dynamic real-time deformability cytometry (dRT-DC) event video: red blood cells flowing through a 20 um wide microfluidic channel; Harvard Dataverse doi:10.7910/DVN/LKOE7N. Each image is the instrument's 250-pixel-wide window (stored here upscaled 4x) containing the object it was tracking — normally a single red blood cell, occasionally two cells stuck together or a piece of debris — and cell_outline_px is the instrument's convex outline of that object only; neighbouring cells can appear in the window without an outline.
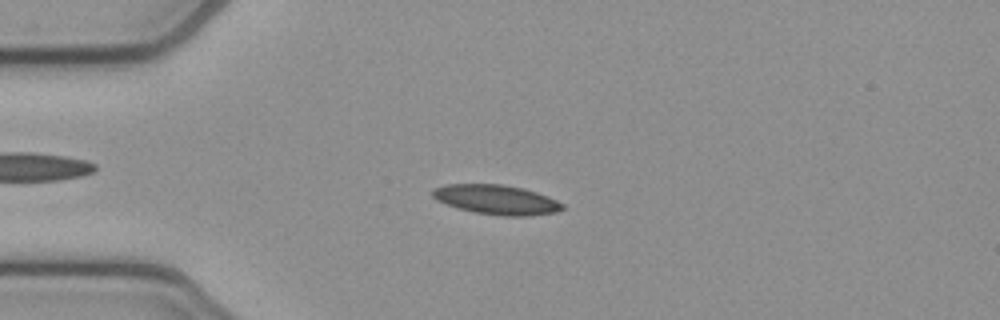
{"species": "common noctule bat (a hibernating species)", "species_latin": "Nyctalus noctula", "temperature_condition": "cold", "stored_images_in_passage": 42, "camera_frame_rate_fps": 3000, "um_per_image_px": 0.085, "animal": {"sex": "female", "body_mass_g": 21.9}, "frame": {"image": 1, "passage_image": 2, "time_ms": 0.333, "image_size_px": [1000, 320], "cell_outline_px": [[564, 208], [556, 212], [528, 216], [504, 216], [476, 212], [460, 208], [436, 200], [432, 196], [432, 188], [448, 184], [500, 184], [524, 188], [548, 196], [564, 204]], "centroid_in_image_um": [42.21, 16.96], "position_along_channel_um": 42.8, "area_um2": 22.25}}
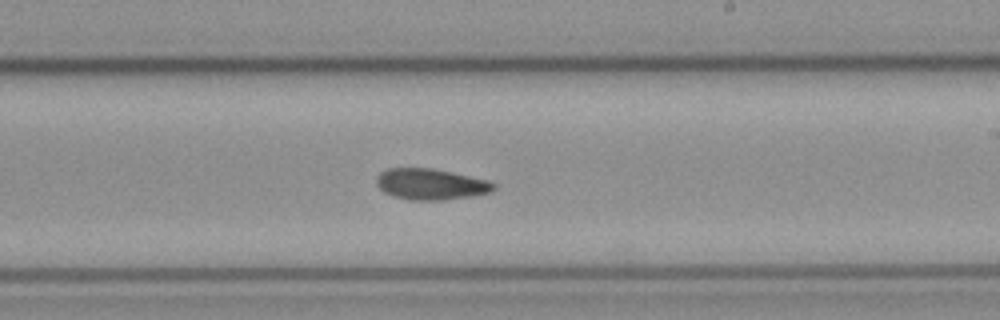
{"frame": {"image": 2, "passage_image": 20, "time_ms": 6.333, "image_size_px": [1000, 320], "cell_outline_px": [[496, 188], [492, 192], [472, 196], [444, 200], [412, 200], [392, 196], [384, 192], [376, 184], [376, 176], [380, 172], [388, 168], [432, 168], [452, 172], [488, 180], [496, 184]], "centroid_in_image_um": [36.62, 15.66], "position_along_channel_um": 252.4, "area_um2": 21.39}}
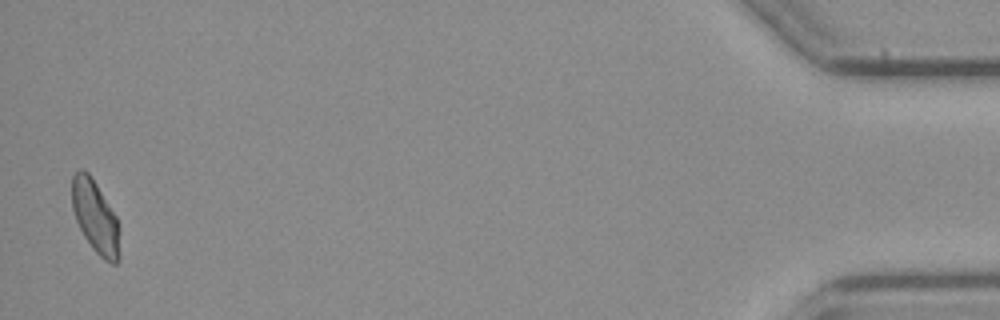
{"frame": {"image": 3, "passage_image": 41, "time_ms": 13.333, "image_size_px": [1000, 320], "cell_outline_px": [[120, 260], [116, 264], [112, 264], [104, 260], [92, 248], [84, 236], [76, 220], [72, 208], [72, 176], [80, 168], [88, 172], [92, 176], [116, 216], [120, 228]], "centroid_in_image_um": [8.13, 18.46], "position_along_channel_um": 427.1, "area_um2": 20.52}, "authors_computed_cell_mechanics": {"area_um2": 21.1548, "velocity_mm_per_s": 3.8559, "shape_relaxation_time_tau1_ms": 11.3949, "shape_relaxation_time_tau2_ms": 4.3849, "deformation_change_tau1": 0.198, "deformation_change_tau2": 0.0889}}